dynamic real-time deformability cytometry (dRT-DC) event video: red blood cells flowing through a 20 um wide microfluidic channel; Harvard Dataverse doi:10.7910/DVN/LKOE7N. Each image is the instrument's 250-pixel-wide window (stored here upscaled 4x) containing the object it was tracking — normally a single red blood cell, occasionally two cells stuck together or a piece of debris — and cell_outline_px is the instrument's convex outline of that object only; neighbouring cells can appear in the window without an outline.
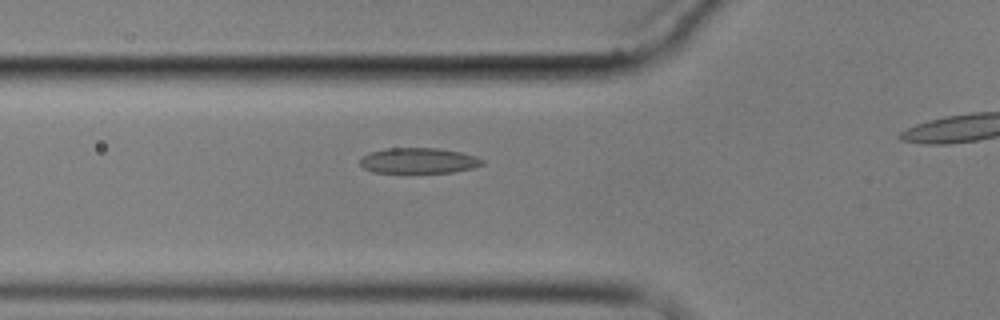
{"species": "common noctule bat (a hibernating species)", "species_latin": "Nyctalus noctula", "temperature_condition": "cold", "stored_images_in_passage": 4, "camera_frame_rate_fps": 3000, "um_per_image_px": 0.085, "animal": {"sex": "male", "body_mass_g": 17.9}, "frame": {"image": 1, "passage_image": 4, "time_ms": 3.667, "image_size_px": [1000, 320], "cell_outline_px": [[484, 164], [472, 168], [452, 172], [372, 172], [364, 168], [360, 164], [360, 160], [364, 156], [372, 152], [384, 148], [436, 148], [460, 152], [476, 156], [484, 160]], "centroid_in_image_um": [35.6, 13.65], "position_along_channel_um": 90.2, "area_um2": 17.98}}